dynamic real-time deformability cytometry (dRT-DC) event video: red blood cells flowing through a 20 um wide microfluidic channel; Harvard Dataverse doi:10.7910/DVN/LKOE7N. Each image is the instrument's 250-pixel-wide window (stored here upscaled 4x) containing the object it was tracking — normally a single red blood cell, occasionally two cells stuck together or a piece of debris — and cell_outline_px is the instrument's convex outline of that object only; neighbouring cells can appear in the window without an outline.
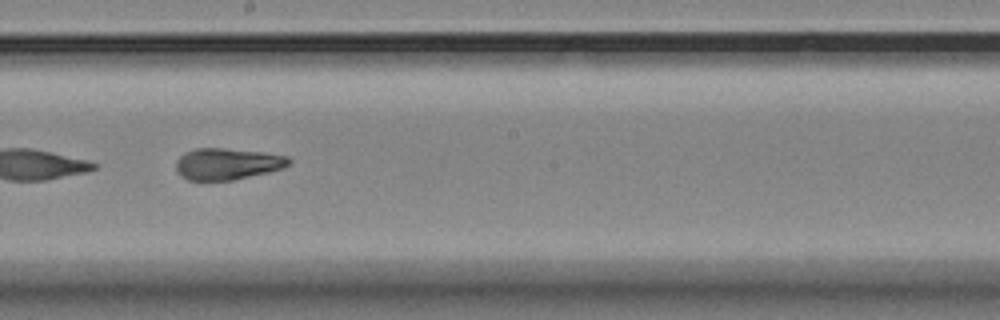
{"species": "Egyptian fruit bat (a non-hibernating species)", "species_latin": "Rousettus aegyptiacus", "temperature_condition": "room temperature", "stored_images_in_passage": 35, "camera_frame_rate_fps": 3000, "um_per_image_px": 0.085, "animal": {"sex": "female"}, "frame": {"image": 1, "passage_image": 25, "time_ms": 8.0, "image_size_px": [1000, 320], "cell_outline_px": [[292, 160], [284, 168], [268, 172], [232, 180], [188, 180], [180, 176], [176, 172], [176, 160], [184, 152], [196, 148], [224, 148], [264, 152], [288, 156]], "centroid_in_image_um": [19.3, 13.92], "position_along_channel_um": 228.9, "area_um2": 20.87}}